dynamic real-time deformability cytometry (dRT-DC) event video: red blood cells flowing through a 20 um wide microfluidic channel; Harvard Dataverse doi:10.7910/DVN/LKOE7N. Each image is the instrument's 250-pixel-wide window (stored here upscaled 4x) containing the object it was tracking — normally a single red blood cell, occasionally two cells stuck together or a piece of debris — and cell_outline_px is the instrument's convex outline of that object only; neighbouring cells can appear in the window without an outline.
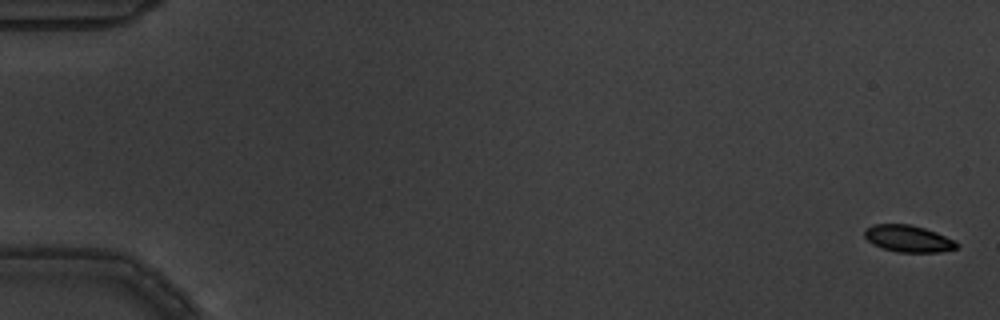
{"species": "common noctule bat (a hibernating species)", "species_latin": "Nyctalus noctula", "temperature_condition": "warm", "stored_images_in_passage": 5, "camera_frame_rate_fps": 3000, "um_per_image_px": 0.085, "animal": {"sex": "male", "body_mass_g": 19.5, "forearm_length_mm": 54.6}, "frame": {"image": 1, "passage_image": 1, "time_ms": 0.0, "image_size_px": [1000, 320], "cell_outline_px": [[960, 244], [956, 248], [940, 252], [900, 252], [884, 248], [872, 244], [864, 236], [864, 232], [872, 224], [908, 224], [924, 228], [936, 232], [956, 240]], "centroid_in_image_um": [77.23, 20.28], "position_along_channel_um": 7.8, "area_um2": 14.33}}